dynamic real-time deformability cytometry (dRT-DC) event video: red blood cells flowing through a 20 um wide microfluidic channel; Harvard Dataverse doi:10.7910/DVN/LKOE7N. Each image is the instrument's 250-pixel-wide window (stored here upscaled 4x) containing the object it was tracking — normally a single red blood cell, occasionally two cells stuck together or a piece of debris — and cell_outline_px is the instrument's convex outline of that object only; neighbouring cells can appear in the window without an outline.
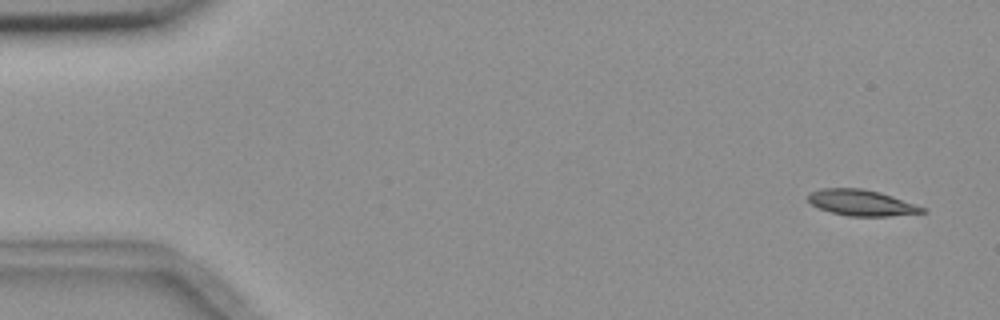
{"species": "common noctule bat (a hibernating species)", "species_latin": "Nyctalus noctula", "temperature_condition": "room temperature", "stored_images_in_passage": 4, "camera_frame_rate_fps": 3000, "um_per_image_px": 0.085, "animal": {"sex": "female", "body_mass_g": 18.4}, "frame": {"image": 1, "passage_image": 1, "time_ms": 0.0, "image_size_px": [1000, 320], "cell_outline_px": [[928, 212], [888, 216], [848, 216], [832, 212], [820, 208], [812, 204], [808, 200], [808, 192], [820, 188], [860, 188], [880, 192], [928, 208]], "centroid_in_image_um": [73.25, 17.23], "position_along_channel_um": 11.7, "area_um2": 17.34}}
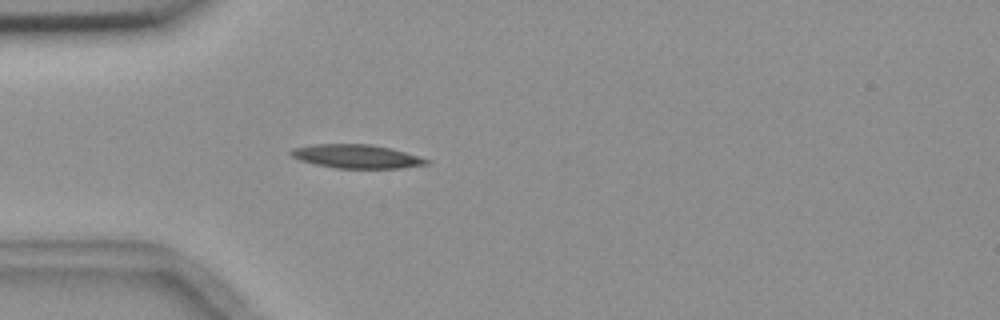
{"frame": {"image": 2, "passage_image": 4, "time_ms": 4.333, "image_size_px": [1000, 320], "cell_outline_px": [[432, 160], [428, 164], [400, 168], [336, 168], [316, 164], [300, 160], [292, 156], [288, 152], [292, 148], [312, 144], [368, 144], [392, 148]], "centroid_in_image_um": [30.31, 13.29], "position_along_channel_um": 54.7, "area_um2": 18.73}}